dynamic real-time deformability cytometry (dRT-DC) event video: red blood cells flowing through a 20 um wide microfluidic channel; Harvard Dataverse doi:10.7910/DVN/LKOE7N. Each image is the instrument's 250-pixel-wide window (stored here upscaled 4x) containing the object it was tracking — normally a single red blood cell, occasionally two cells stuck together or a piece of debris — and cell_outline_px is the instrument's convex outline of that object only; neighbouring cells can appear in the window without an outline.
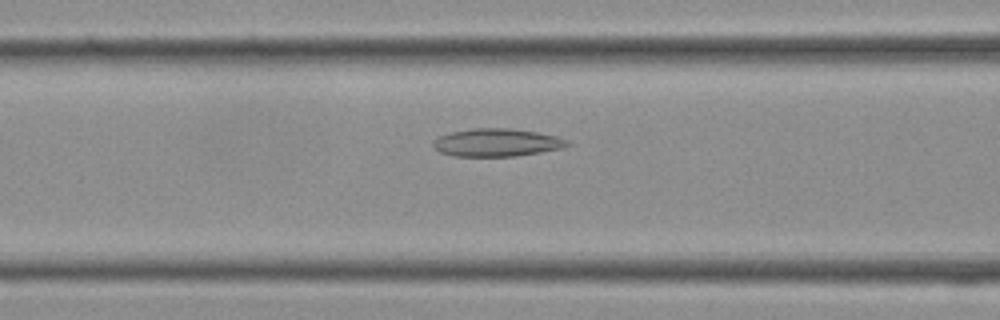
{"species": "Egyptian fruit bat (a non-hibernating species)", "species_latin": "Rousettus aegyptiacus", "temperature_condition": "cold", "stored_images_in_passage": 37, "camera_frame_rate_fps": 3000, "um_per_image_px": 0.085, "frame": {"image": 1, "passage_image": 15, "time_ms": 4.667, "image_size_px": [1000, 320], "cell_outline_px": [[572, 144], [564, 148], [516, 156], [452, 156], [440, 152], [432, 144], [432, 140], [440, 136], [452, 132], [472, 128], [512, 128], [536, 132], [556, 136], [568, 140]], "centroid_in_image_um": [42.25, 12.11], "position_along_channel_um": 124.4, "area_um2": 21.85}}
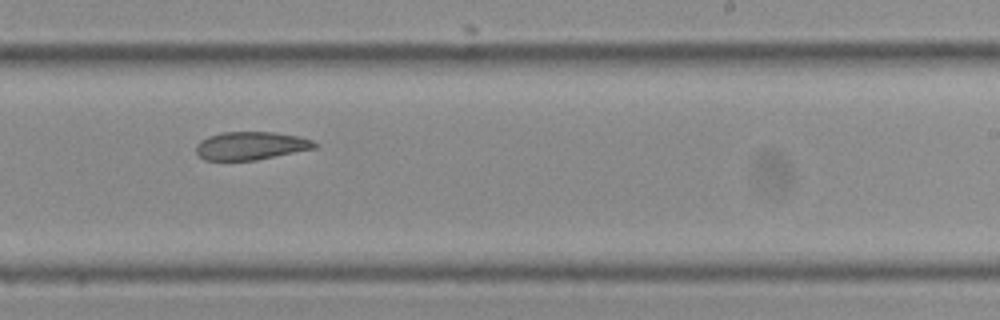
{"frame": {"image": 2, "passage_image": 23, "time_ms": 7.333, "image_size_px": [1000, 320], "cell_outline_px": [[320, 144], [316, 148], [256, 160], [204, 160], [196, 152], [196, 144], [200, 140], [208, 136], [224, 132], [276, 132], [296, 136], [312, 140]], "centroid_in_image_um": [21.33, 12.38], "position_along_channel_um": 267.7, "area_um2": 19.42}}
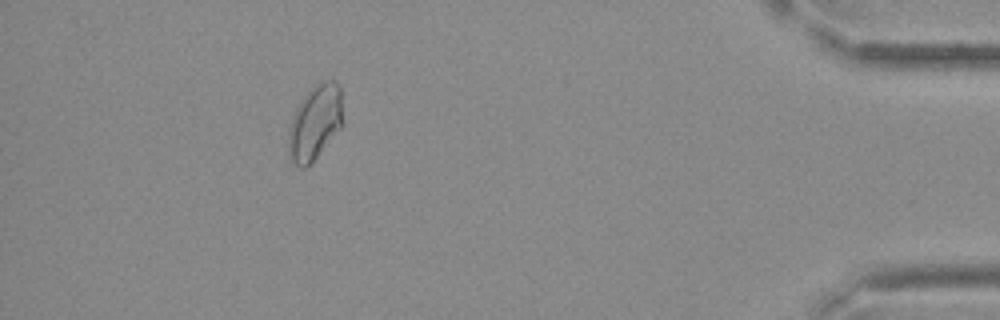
{"frame": {"image": 3, "passage_image": 34, "time_ms": 11.0, "image_size_px": [1000, 320], "cell_outline_px": [[344, 124], [316, 156], [304, 168], [300, 168], [288, 160], [288, 132], [292, 116], [300, 100], [320, 80], [336, 80], [340, 88]], "centroid_in_image_um": [26.76, 10.4], "position_along_channel_um": 408.4, "area_um2": 23.87}}